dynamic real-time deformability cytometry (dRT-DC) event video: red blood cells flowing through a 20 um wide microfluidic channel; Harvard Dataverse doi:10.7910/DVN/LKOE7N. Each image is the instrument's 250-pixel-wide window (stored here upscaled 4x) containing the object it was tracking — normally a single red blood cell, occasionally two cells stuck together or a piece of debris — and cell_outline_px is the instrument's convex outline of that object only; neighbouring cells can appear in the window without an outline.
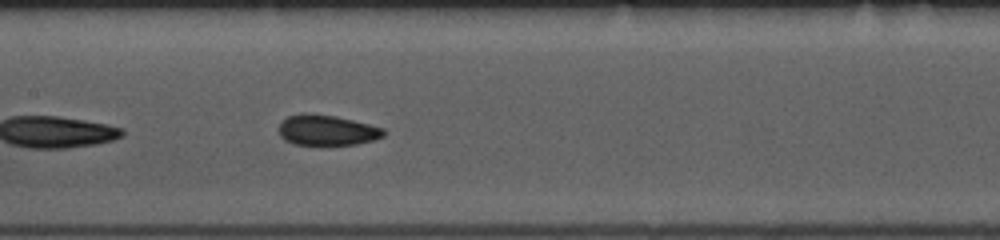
{"species": "common noctule bat (a hibernating species)", "species_latin": "Nyctalus noctula", "temperature_condition": "room temperature", "stored_images_in_passage": 27, "camera_frame_rate_fps": 3000, "um_per_image_px": 0.085, "animal": {"sex": "female", "body_mass_g": 10.0, "forearm_length_mm": 53.1}, "frame": {"image": 1, "passage_image": 12, "time_ms": 3.667, "image_size_px": [1000, 240], "cell_outline_px": [[388, 132], [384, 136], [376, 140], [356, 144], [296, 144], [284, 140], [280, 136], [280, 120], [288, 116], [300, 112], [304, 112], [336, 116], [384, 128]], "centroid_in_image_um": [27.8, 11.05], "position_along_channel_um": 179.6, "area_um2": 18.73}, "authors_computed_cell_mechanics": {"area_um2": 19.8254, "velocity_mm_per_s": 3.8559, "shape_relaxation_time_tau1_ms": null, "shape_relaxation_time_tau2_ms": 4.247, "deformation_change_tau1": null, "deformation_change_tau2": 0.1089}}